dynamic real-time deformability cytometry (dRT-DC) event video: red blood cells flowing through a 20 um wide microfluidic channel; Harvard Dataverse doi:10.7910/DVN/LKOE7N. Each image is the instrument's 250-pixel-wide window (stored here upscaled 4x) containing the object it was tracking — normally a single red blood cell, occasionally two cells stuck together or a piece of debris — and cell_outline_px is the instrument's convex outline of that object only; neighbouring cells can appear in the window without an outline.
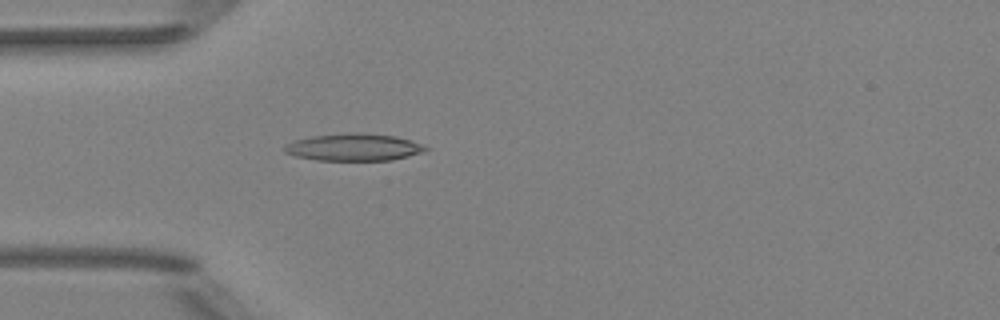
{"species": "Egyptian fruit bat (a non-hibernating species)", "species_latin": "Rousettus aegyptiacus", "temperature_condition": "room temperature", "stored_images_in_passage": 4, "camera_frame_rate_fps": 3000, "um_per_image_px": 0.085, "animal": {"sex": "female"}, "frame": {"image": 1, "passage_image": 4, "time_ms": 4.333, "image_size_px": [1000, 320], "cell_outline_px": [[428, 148], [420, 152], [408, 156], [392, 160], [316, 160], [296, 156], [284, 152], [284, 148], [288, 144], [296, 140], [312, 136], [352, 132], [360, 132], [396, 136], [412, 140]], "centroid_in_image_um": [30.07, 12.5], "position_along_channel_um": 54.9, "area_um2": 22.14}}